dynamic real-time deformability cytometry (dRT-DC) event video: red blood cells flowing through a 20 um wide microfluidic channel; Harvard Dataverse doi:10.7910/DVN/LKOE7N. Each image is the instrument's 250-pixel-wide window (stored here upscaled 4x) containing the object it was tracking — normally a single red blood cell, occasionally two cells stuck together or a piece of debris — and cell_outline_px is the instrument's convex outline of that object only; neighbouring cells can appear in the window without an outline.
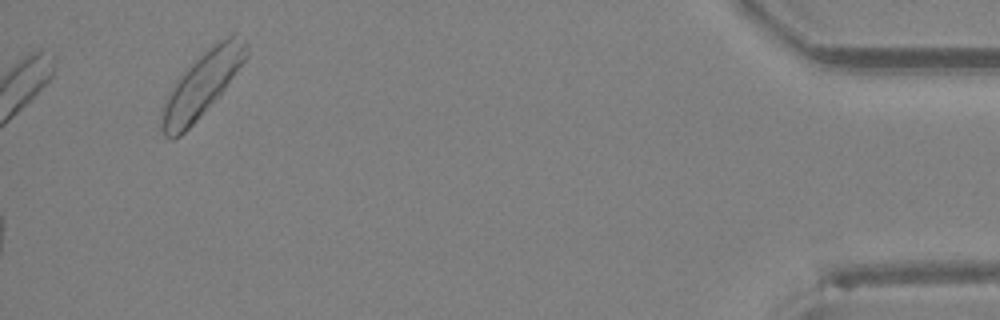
{"species": "Egyptian fruit bat (a non-hibernating species)", "species_latin": "Rousettus aegyptiacus", "temperature_condition": "room temperature", "stored_images_in_passage": 29, "camera_frame_rate_fps": 3000, "um_per_image_px": 0.085, "animal": {"sex": "female"}, "frame": {"image": 1, "passage_image": 29, "time_ms": 9.333, "image_size_px": [1000, 320], "cell_outline_px": [[248, 56], [220, 96], [180, 136], [172, 140], [164, 136], [160, 128], [160, 108], [168, 92], [176, 80], [204, 52], [220, 40], [232, 32], [244, 36]], "centroid_in_image_um": [17.14, 7.21], "position_along_channel_um": 418.1, "area_um2": 31.85}}